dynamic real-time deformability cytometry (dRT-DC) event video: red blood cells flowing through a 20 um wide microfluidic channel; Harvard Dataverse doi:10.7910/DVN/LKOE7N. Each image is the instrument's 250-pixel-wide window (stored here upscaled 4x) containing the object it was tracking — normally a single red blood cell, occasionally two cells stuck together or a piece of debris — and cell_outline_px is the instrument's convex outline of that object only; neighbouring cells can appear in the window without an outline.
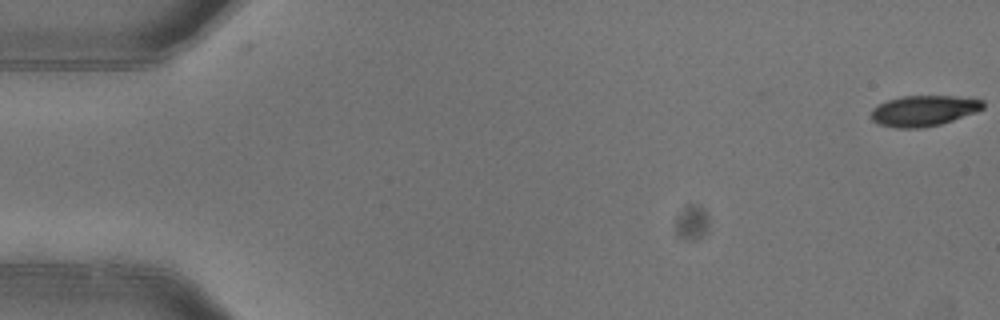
{"species": "common noctule bat (a hibernating species)", "species_latin": "Nyctalus noctula", "temperature_condition": "warm", "stored_images_in_passage": 6, "camera_frame_rate_fps": 3000, "um_per_image_px": 0.085, "animal": {"sex": "female"}, "frame": {"image": 1, "passage_image": 1, "time_ms": 0.0, "image_size_px": [1000, 320], "cell_outline_px": [[984, 108], [976, 112], [940, 124], [920, 128], [896, 128], [880, 124], [872, 120], [872, 108], [888, 100], [900, 96], [956, 96], [984, 100]], "centroid_in_image_um": [78.53, 9.4], "position_along_channel_um": 6.5, "area_um2": 19.88}}
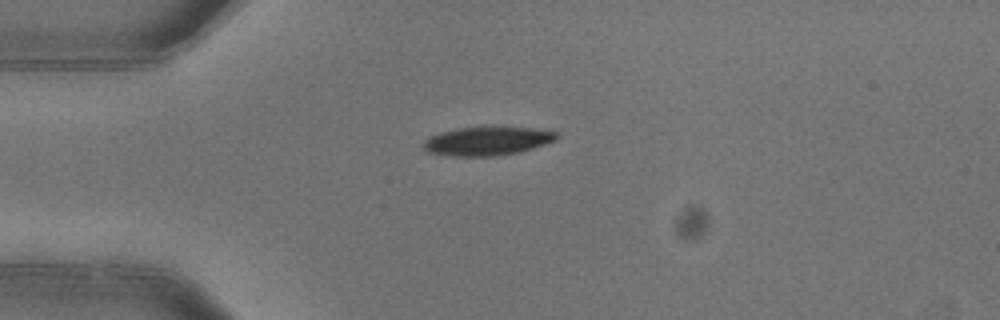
{"frame": {"image": 2, "passage_image": 4, "time_ms": 1.0, "image_size_px": [1000, 320], "cell_outline_px": [[560, 136], [556, 140], [520, 152], [496, 156], [448, 156], [428, 152], [420, 144], [428, 136], [440, 132], [460, 128], [488, 124], [528, 128], [556, 132]], "centroid_in_image_um": [41.37, 11.96], "position_along_channel_um": 43.6, "area_um2": 23.0}}
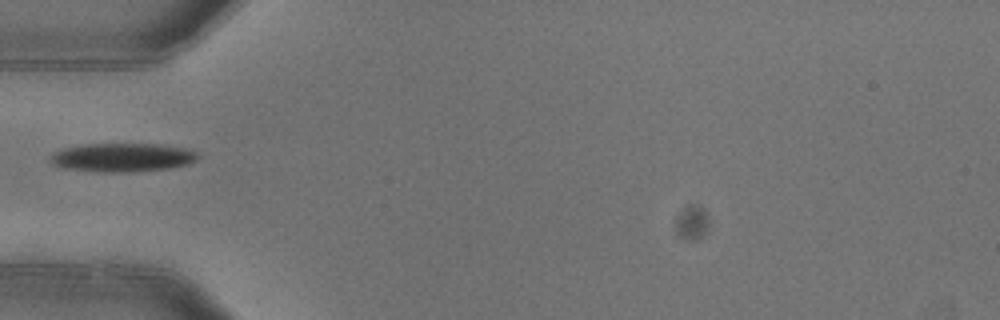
{"frame": {"image": 3, "passage_image": 5, "time_ms": 1.333, "image_size_px": [1000, 320], "cell_outline_px": [[200, 156], [196, 160], [188, 164], [168, 168], [132, 172], [96, 172], [60, 168], [52, 164], [48, 160], [48, 156], [52, 152], [60, 148], [80, 144], [160, 144], [184, 148], [196, 152]], "centroid_in_image_um": [10.29, 13.38], "position_along_channel_um": 74.7, "area_um2": 25.14}}